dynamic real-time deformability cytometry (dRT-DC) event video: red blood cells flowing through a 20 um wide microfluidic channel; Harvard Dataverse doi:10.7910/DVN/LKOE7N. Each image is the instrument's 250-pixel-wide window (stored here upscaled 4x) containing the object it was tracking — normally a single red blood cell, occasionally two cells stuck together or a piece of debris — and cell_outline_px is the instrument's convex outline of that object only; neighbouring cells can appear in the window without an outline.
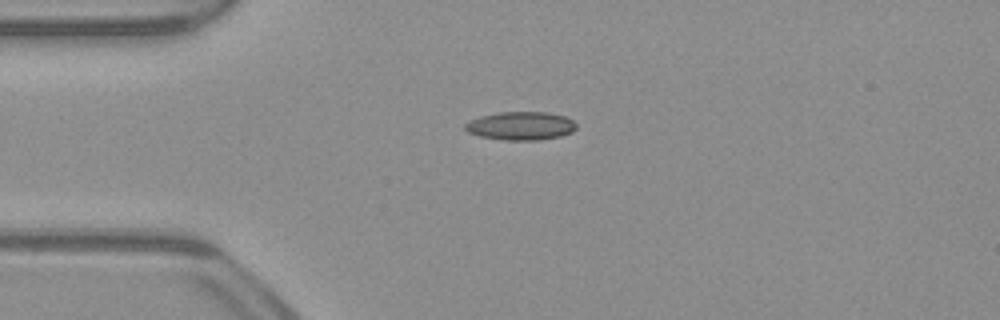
{"species": "common noctule bat (a hibernating species)", "species_latin": "Nyctalus noctula", "temperature_condition": "warm", "stored_images_in_passage": 40, "camera_frame_rate_fps": 3000, "um_per_image_px": 0.085, "animal": {"sex": "male", "body_mass_g": 23.1, "forearm_length_mm": 52.7}, "frame": {"image": 1, "passage_image": 1, "time_ms": 0.0, "image_size_px": [1000, 320], "cell_outline_px": [[576, 128], [572, 132], [560, 136], [536, 140], [504, 140], [480, 136], [468, 132], [464, 128], [464, 124], [468, 120], [480, 116], [500, 112], [548, 112], [564, 116], [572, 120], [576, 124]], "centroid_in_image_um": [44.24, 10.69], "position_along_channel_um": 40.8, "area_um2": 18.38}}
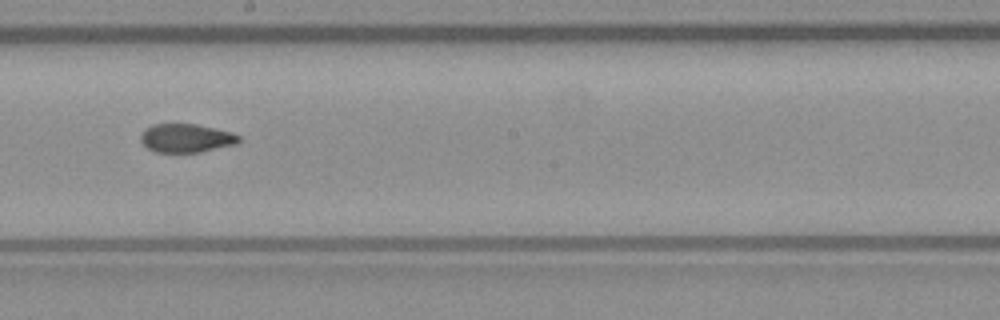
{"frame": {"image": 2, "passage_image": 17, "time_ms": 5.333, "image_size_px": [1000, 320], "cell_outline_px": [[240, 140], [236, 144], [200, 152], [156, 152], [148, 148], [140, 140], [140, 132], [144, 128], [152, 124], [196, 124], [232, 132], [240, 136]], "centroid_in_image_um": [15.8, 11.73], "position_along_channel_um": 232.4, "area_um2": 16.42}}
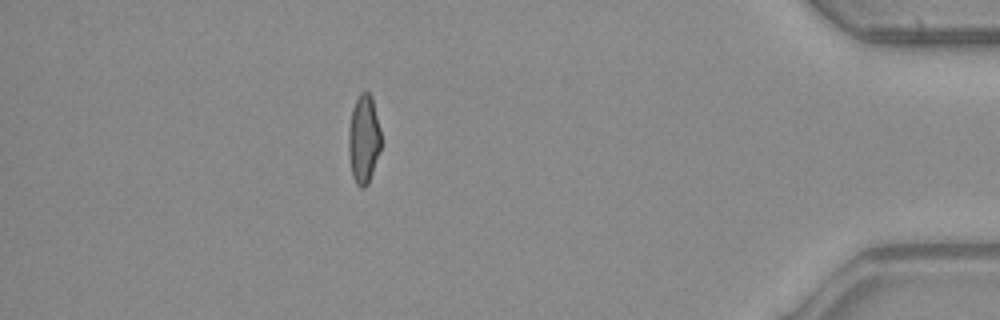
{"frame": {"image": 3, "passage_image": 34, "time_ms": 11.0, "image_size_px": [1000, 320], "cell_outline_px": [[380, 148], [368, 184], [364, 188], [360, 188], [356, 184], [352, 176], [348, 152], [348, 128], [352, 108], [360, 92], [364, 88], [372, 96], [380, 128]], "centroid_in_image_um": [30.89, 11.79], "position_along_channel_um": 404.3, "area_um2": 16.94}, "authors_computed_cell_mechanics": {"area_um2": 17.2533, "velocity_mm_per_s": 3.9941, "shape_relaxation_time_tau1_ms": null, "shape_relaxation_time_tau2_ms": 3.7294, "deformation_change_tau1": null, "deformation_change_tau2": 0.1092}}